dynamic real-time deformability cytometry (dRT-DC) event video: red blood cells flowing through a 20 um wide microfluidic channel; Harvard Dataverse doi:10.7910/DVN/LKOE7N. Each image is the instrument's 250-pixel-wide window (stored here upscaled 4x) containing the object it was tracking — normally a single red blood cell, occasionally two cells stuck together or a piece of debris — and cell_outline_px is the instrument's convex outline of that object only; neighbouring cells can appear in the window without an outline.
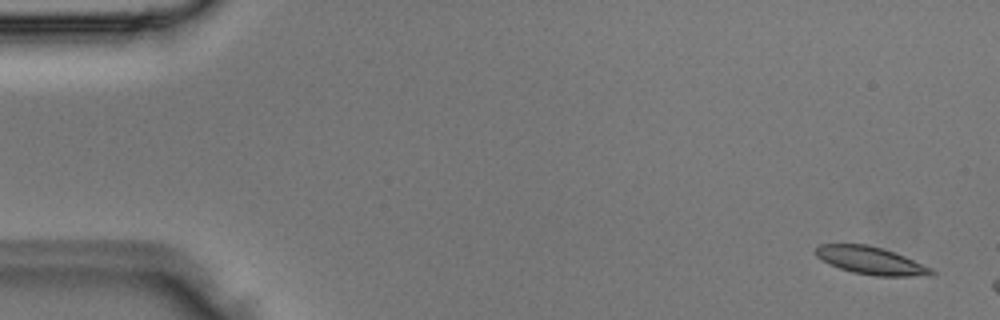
{"species": "Egyptian fruit bat (a non-hibernating species)", "species_latin": "Rousettus aegyptiacus", "temperature_condition": "room temperature", "stored_images_in_passage": 3, "camera_frame_rate_fps": 3000, "um_per_image_px": 0.085, "animal": {"sex": "male"}, "frame": {"image": 1, "passage_image": 1, "time_ms": 0.0, "image_size_px": [1000, 320], "cell_outline_px": [[936, 272], [932, 276], [876, 276], [852, 272], [840, 268], [816, 256], [816, 248], [820, 244], [868, 244], [884, 248], [904, 256], [932, 268]], "centroid_in_image_um": [74.08, 22.15], "position_along_channel_um": 10.9, "area_um2": 18.55}}